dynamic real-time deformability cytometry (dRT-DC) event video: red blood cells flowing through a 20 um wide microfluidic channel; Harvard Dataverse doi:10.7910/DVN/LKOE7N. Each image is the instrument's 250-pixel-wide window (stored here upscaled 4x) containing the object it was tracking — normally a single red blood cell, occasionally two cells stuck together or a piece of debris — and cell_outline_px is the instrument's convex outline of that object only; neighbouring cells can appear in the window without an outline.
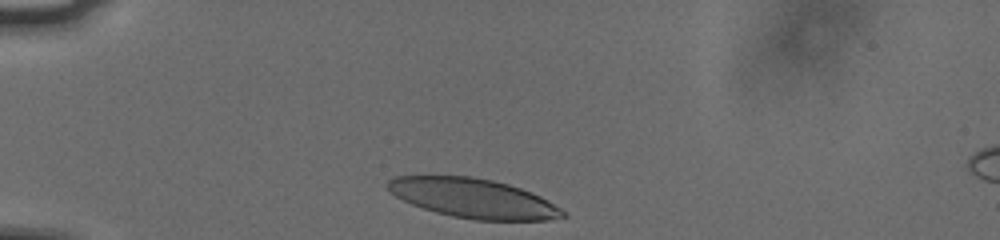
{"species": "human", "species_latin": "Homo sapiens", "temperature_condition": "cold", "stored_images_in_passage": 32, "camera_frame_rate_fps": 3000, "um_per_image_px": 0.085, "donor": {"sex": "male"}, "frame": {"image": 1, "passage_image": 1, "time_ms": 0.0, "image_size_px": [1000, 240], "cell_outline_px": [[568, 216], [548, 220], [472, 220], [452, 216], [436, 212], [412, 204], [388, 192], [384, 184], [388, 180], [396, 176], [472, 176], [492, 180], [508, 184], [520, 188], [540, 196], [548, 200], [568, 212]], "centroid_in_image_um": [40.23, 16.85], "position_along_channel_um": 44.8, "area_um2": 40.34}}
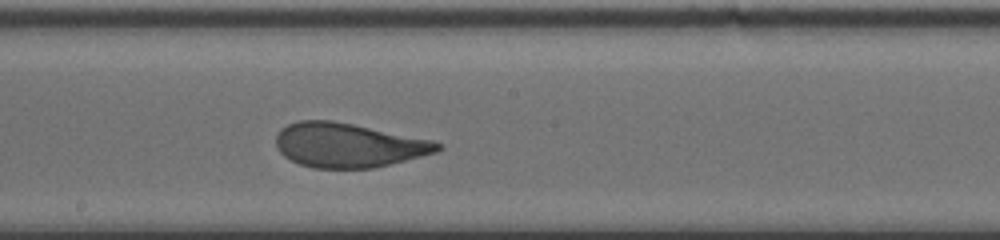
{"frame": {"image": 2, "passage_image": 18, "time_ms": 5.667, "image_size_px": [1000, 240], "cell_outline_px": [[444, 148], [436, 152], [372, 168], [312, 168], [300, 164], [284, 156], [280, 152], [276, 144], [276, 132], [280, 128], [288, 124], [300, 120], [332, 120], [432, 140], [444, 144]], "centroid_in_image_um": [29.58, 12.33], "position_along_channel_um": 218.6, "area_um2": 41.5}}
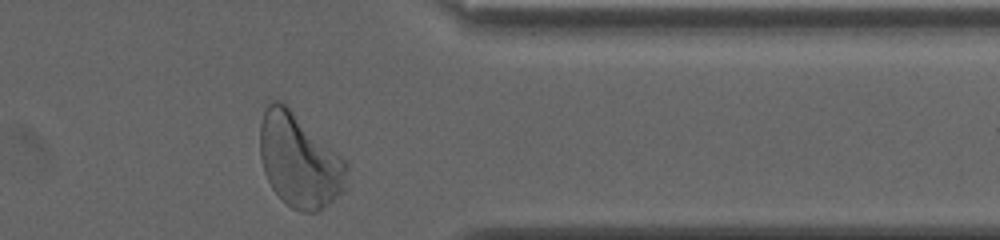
{"frame": {"image": 3, "passage_image": 32, "time_ms": 10.333, "image_size_px": [1000, 240], "cell_outline_px": [[348, 168], [344, 192], [328, 204], [316, 212], [300, 212], [292, 208], [272, 188], [264, 172], [260, 156], [260, 124], [264, 112], [268, 104], [272, 100], [280, 100], [340, 156], [348, 164]], "centroid_in_image_um": [25.43, 13.68], "position_along_channel_um": 386.0, "area_um2": 46.53}, "authors_computed_cell_mechanics": {"area_um2": 42.2229, "velocity_mm_per_s": 3.7332, "shape_relaxation_time_tau1_ms": 4.4254, "shape_relaxation_time_tau2_ms": 0.845, "deformation_change_tau1": 0.1932, "deformation_change_tau2": 0.0732}}